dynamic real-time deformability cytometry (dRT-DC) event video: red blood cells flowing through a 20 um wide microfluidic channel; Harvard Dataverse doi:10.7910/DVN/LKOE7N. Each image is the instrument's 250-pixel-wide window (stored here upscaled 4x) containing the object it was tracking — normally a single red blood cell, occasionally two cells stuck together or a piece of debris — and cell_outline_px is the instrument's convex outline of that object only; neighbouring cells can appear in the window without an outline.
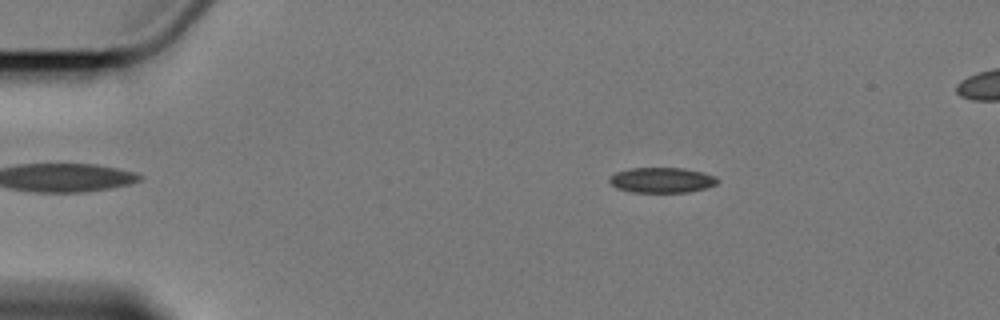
{"species": "Egyptian fruit bat (a non-hibernating species)", "species_latin": "Rousettus aegyptiacus", "temperature_condition": "cold", "stored_images_in_passage": 6, "camera_frame_rate_fps": 3000, "um_per_image_px": 0.085, "animal": {"sex": "female"}, "frame": {"image": 1, "passage_image": 3, "time_ms": 2.333, "image_size_px": [1000, 320], "cell_outline_px": [[720, 180], [716, 184], [704, 188], [688, 192], [632, 192], [616, 188], [608, 180], [616, 172], [632, 168], [684, 168], [716, 176]], "centroid_in_image_um": [56.26, 15.31], "position_along_channel_um": 28.7, "area_um2": 15.78}}